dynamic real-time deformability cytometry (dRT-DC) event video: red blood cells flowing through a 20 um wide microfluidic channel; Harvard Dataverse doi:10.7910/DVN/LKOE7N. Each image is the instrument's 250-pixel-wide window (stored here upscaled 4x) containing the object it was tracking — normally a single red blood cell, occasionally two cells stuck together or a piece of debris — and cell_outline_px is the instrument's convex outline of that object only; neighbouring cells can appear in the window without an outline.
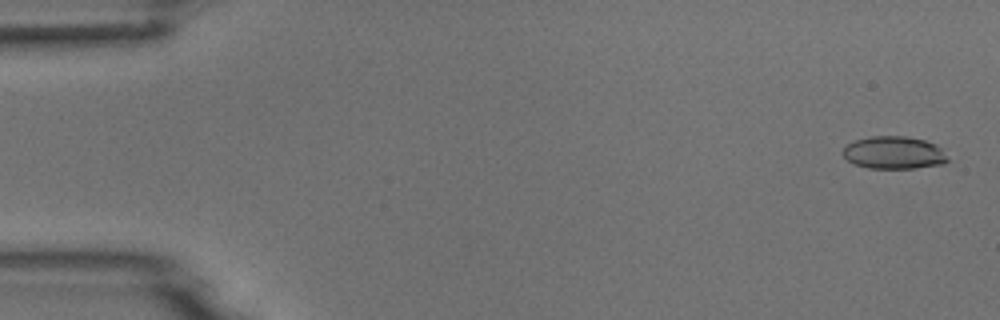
{"species": "common noctule bat (a hibernating species)", "species_latin": "Nyctalus noctula", "temperature_condition": "room temperature", "stored_images_in_passage": 5, "camera_frame_rate_fps": 3000, "um_per_image_px": 0.085, "animal": {"sex": "male", "body_mass_g": 18.8}, "frame": {"image": 1, "passage_image": 1, "time_ms": 0.0, "image_size_px": [1000, 320], "cell_outline_px": [[952, 160], [944, 164], [916, 168], [868, 168], [856, 164], [848, 160], [840, 152], [848, 144], [856, 140], [872, 136], [908, 136], [924, 140], [936, 144]], "centroid_in_image_um": [76.03, 12.98], "position_along_channel_um": 9.0, "area_um2": 20.06}}
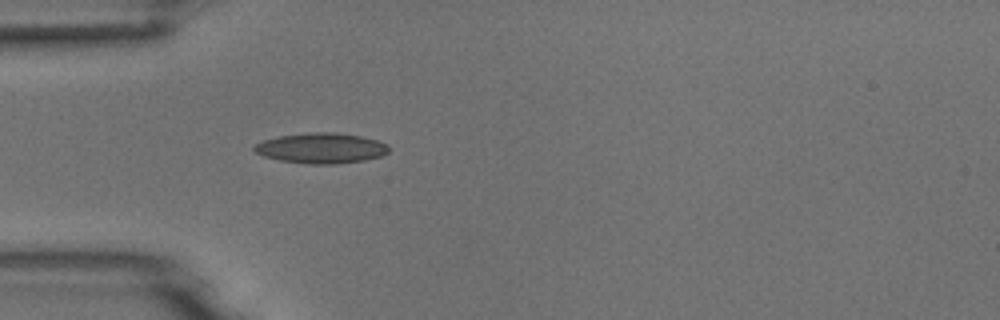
{"frame": {"image": 2, "passage_image": 5, "time_ms": 1.333, "image_size_px": [1000, 320], "cell_outline_px": [[388, 152], [380, 156], [364, 160], [336, 164], [308, 164], [280, 160], [264, 156], [252, 152], [252, 144], [264, 140], [280, 136], [308, 132], [336, 132], [360, 136], [376, 140], [388, 144]], "centroid_in_image_um": [27.25, 12.59], "position_along_channel_um": 57.8, "area_um2": 23.93}}